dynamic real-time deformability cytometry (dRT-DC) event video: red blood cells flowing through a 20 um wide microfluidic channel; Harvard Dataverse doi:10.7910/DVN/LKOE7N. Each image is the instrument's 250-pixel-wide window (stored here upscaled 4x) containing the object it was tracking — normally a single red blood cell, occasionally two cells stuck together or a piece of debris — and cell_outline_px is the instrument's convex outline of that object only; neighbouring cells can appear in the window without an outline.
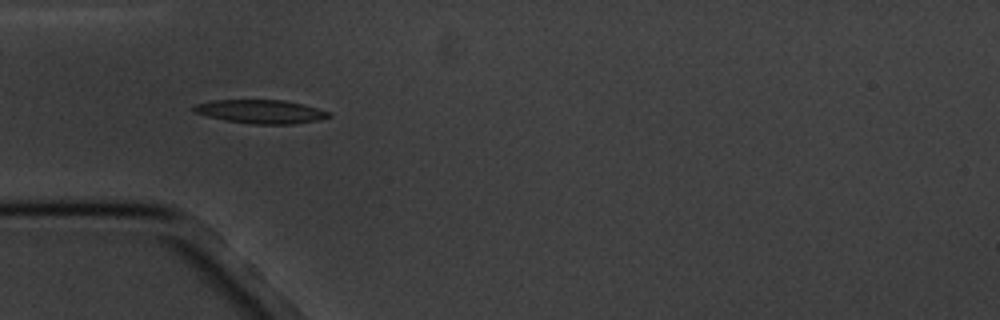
{"species": "common noctule bat (a hibernating species)", "species_latin": "Nyctalus noctula", "temperature_condition": "cold", "stored_images_in_passage": 6, "camera_frame_rate_fps": 3000, "um_per_image_px": 0.085, "animal": {"sex": "male", "body_mass_g": 20.1, "forearm_length_mm": 53.5}, "frame": {"image": 1, "passage_image": 5, "time_ms": 5.0, "image_size_px": [1000, 320], "cell_outline_px": [[332, 116], [320, 120], [292, 124], [252, 124], [224, 120], [208, 116], [196, 112], [192, 108], [196, 104], [212, 100], [284, 100], [304, 104], [332, 112]], "centroid_in_image_um": [22.23, 9.48], "position_along_channel_um": 62.8, "area_um2": 18.67}}
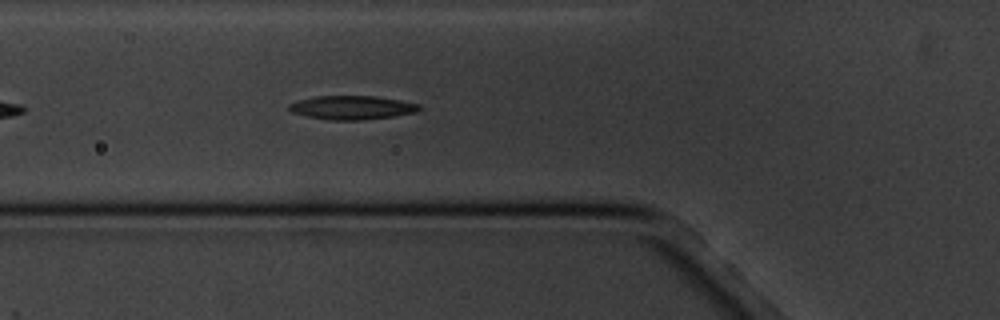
{"frame": {"image": 2, "passage_image": 6, "time_ms": 6.0, "image_size_px": [1000, 320], "cell_outline_px": [[420, 108], [416, 112], [392, 116], [364, 120], [328, 120], [308, 116], [292, 112], [288, 108], [288, 104], [296, 100], [316, 96], [376, 96], [400, 100], [420, 104]], "centroid_in_image_um": [29.89, 9.14], "position_along_channel_um": 95.9, "area_um2": 18.03}}